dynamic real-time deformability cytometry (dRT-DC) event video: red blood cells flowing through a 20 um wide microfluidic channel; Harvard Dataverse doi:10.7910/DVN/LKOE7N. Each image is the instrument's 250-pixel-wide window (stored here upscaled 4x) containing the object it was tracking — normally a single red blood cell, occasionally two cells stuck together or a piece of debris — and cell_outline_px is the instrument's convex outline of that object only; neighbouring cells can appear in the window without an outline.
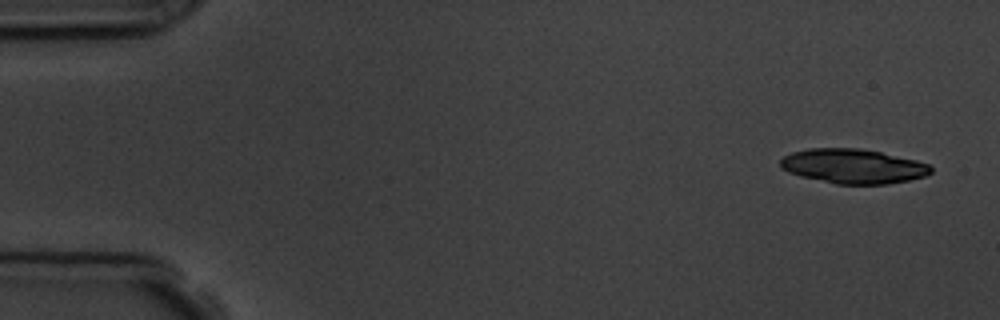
{"species": "common noctule bat (a hibernating species)", "species_latin": "Nyctalus noctula", "temperature_condition": "room temperature", "stored_images_in_passage": 14, "camera_frame_rate_fps": 3000, "um_per_image_px": 0.085, "animal": {"sex": "male", "body_mass_g": 19.5, "forearm_length_mm": 54.6}, "frame": {"image": 1, "passage_image": 1, "time_ms": 0.0, "image_size_px": [1000, 320], "cell_outline_px": [[932, 172], [924, 176], [908, 180], [888, 184], [836, 184], [800, 176], [788, 172], [780, 168], [780, 160], [784, 156], [792, 152], [808, 148], [860, 148], [880, 152], [916, 160], [928, 164], [932, 168]], "centroid_in_image_um": [72.49, 14.12], "position_along_channel_um": 12.5, "area_um2": 30.29}, "authors_computed_cell_mechanics": {"area_um2": 25.9522, "velocity_mm_per_s": 3.7464, "shape_relaxation_time_tau1_ms": 0.9262, "shape_relaxation_time_tau2_ms": 4.3453, "deformation_change_tau1": 0.2705, "deformation_change_tau2": 0.0766}}